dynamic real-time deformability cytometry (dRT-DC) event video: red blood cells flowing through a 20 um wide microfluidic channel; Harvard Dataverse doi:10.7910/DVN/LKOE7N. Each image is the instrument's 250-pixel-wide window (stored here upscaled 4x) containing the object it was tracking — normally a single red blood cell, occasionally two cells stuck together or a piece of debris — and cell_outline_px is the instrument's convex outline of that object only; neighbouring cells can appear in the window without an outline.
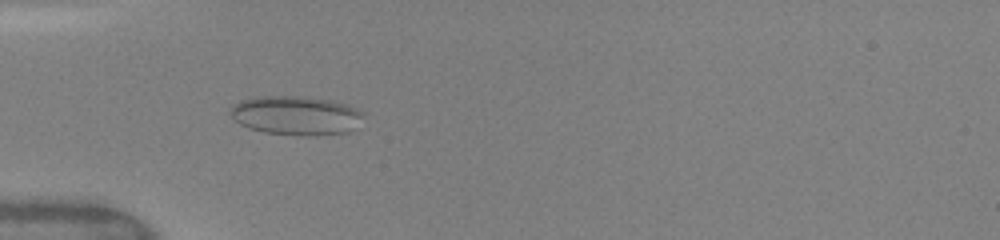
{"species": "human", "species_latin": "Homo sapiens", "temperature_condition": "warm", "stored_images_in_passage": 19, "camera_frame_rate_fps": 3000, "um_per_image_px": 0.085, "donor": {"sex": "female"}, "frame": {"image": 1, "passage_image": 9, "time_ms": 5.0, "image_size_px": [1000, 240], "cell_outline_px": [[364, 116], [356, 128], [348, 132], [316, 136], [296, 136], [264, 132], [248, 128], [240, 124], [228, 112], [228, 108], [232, 104], [240, 100], [256, 96], [300, 96], [332, 100], [348, 104], [364, 112]], "centroid_in_image_um": [25.16, 9.82], "position_along_channel_um": 59.8, "area_um2": 30.98}}
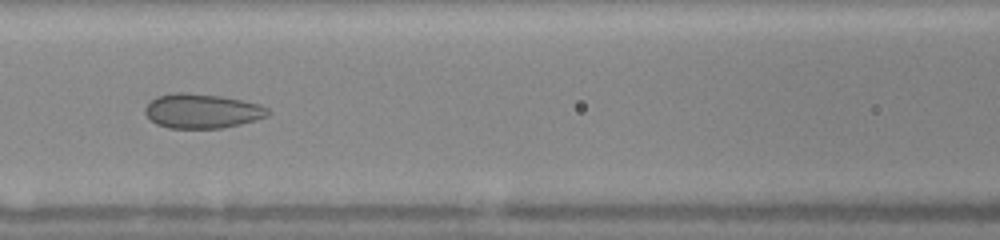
{"frame": {"image": 2, "passage_image": 14, "time_ms": 7.333, "image_size_px": [1000, 240], "cell_outline_px": [[268, 116], [256, 120], [240, 124], [220, 128], [168, 128], [156, 124], [144, 112], [144, 108], [156, 96], [176, 92], [184, 92], [220, 96], [244, 100], [260, 104], [268, 108]], "centroid_in_image_um": [17.18, 9.43], "position_along_channel_um": 149.4, "area_um2": 24.68}}